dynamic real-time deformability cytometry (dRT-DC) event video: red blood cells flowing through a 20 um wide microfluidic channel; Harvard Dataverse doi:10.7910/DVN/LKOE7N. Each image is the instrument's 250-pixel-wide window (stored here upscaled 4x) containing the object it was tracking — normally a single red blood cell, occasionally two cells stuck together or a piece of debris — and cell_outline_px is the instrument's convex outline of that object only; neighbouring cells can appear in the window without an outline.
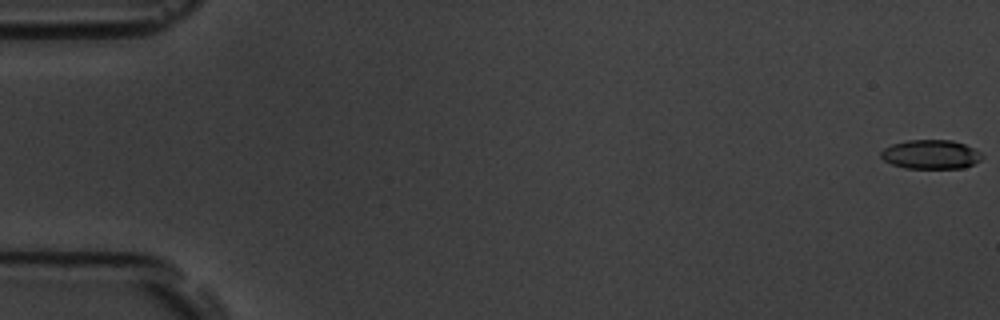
{"species": "common noctule bat (a hibernating species)", "species_latin": "Nyctalus noctula", "temperature_condition": "room temperature", "stored_images_in_passage": 55, "camera_frame_rate_fps": 3000, "um_per_image_px": 0.085, "animal": {"sex": "male", "body_mass_g": 19.5, "forearm_length_mm": 54.6}, "frame": {"image": 1, "passage_image": 1, "time_ms": 0.0, "image_size_px": [1000, 320], "cell_outline_px": [[984, 156], [980, 160], [964, 168], [904, 168], [892, 164], [884, 160], [880, 156], [880, 152], [884, 148], [892, 144], [908, 140], [952, 140], [964, 144], [980, 152]], "centroid_in_image_um": [79.1, 13.12], "position_along_channel_um": 5.9, "area_um2": 17.11}}
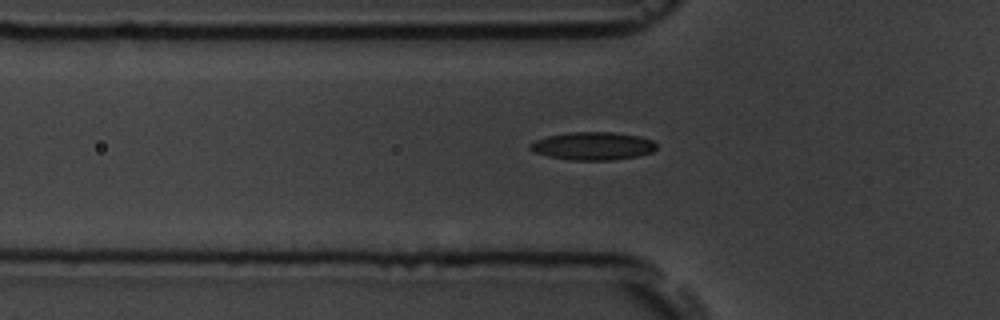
{"frame": {"image": 2, "passage_image": 19, "time_ms": 6.0, "image_size_px": [1000, 320], "cell_outline_px": [[656, 148], [652, 152], [636, 156], [612, 160], [572, 160], [548, 156], [536, 152], [528, 148], [528, 144], [536, 140], [548, 136], [572, 132], [612, 132], [640, 136], [652, 140], [656, 144]], "centroid_in_image_um": [50.4, 12.41], "position_along_channel_um": 75.4, "area_um2": 20.46}}
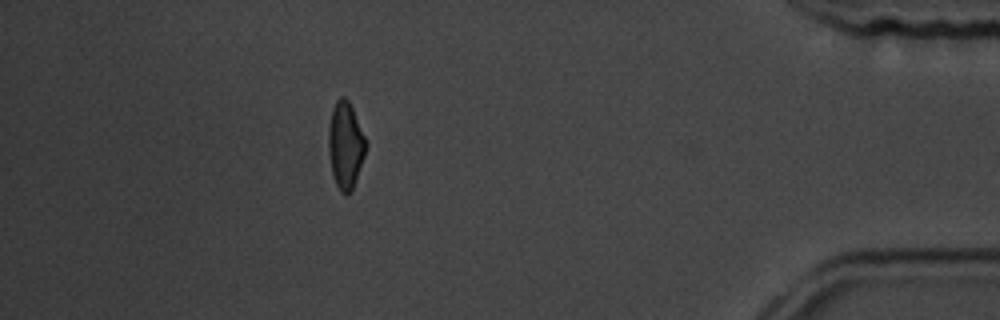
{"frame": {"image": 3, "passage_image": 49, "time_ms": 16.0, "image_size_px": [1000, 320], "cell_outline_px": [[368, 144], [364, 156], [352, 188], [344, 196], [340, 192], [336, 184], [332, 172], [328, 152], [328, 128], [332, 108], [336, 100], [340, 96], [344, 96], [348, 100], [352, 108]], "centroid_in_image_um": [29.34, 12.31], "position_along_channel_um": 405.9, "area_um2": 18.79}, "authors_computed_cell_mechanics": {"area_um2": 18.6694, "velocity_mm_per_s": 3.7895, "shape_relaxation_time_tau1_ms": 4.9837, "shape_relaxation_time_tau2_ms": 5.0353, "deformation_change_tau1": 0.1326, "deformation_change_tau2": 0.1221}}